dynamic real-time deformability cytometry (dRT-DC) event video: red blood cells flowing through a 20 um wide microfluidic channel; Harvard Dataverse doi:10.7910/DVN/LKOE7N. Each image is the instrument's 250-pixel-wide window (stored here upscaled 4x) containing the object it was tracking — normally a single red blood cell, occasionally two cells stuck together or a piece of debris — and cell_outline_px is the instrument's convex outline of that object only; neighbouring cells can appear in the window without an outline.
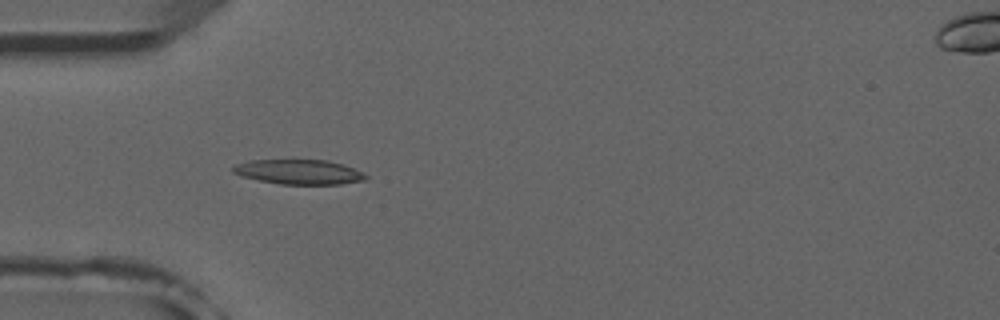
{"species": "common noctule bat (a hibernating species)", "species_latin": "Nyctalus noctula", "temperature_condition": "room temperature", "stored_images_in_passage": 5, "camera_frame_rate_fps": 3000, "um_per_image_px": 0.085, "animal": {"sex": "male", "forearm_length_mm": 52.5}, "frame": {"image": 1, "passage_image": 4, "time_ms": 4.333, "image_size_px": [1000, 320], "cell_outline_px": [[368, 180], [340, 184], [280, 184], [240, 176], [232, 172], [232, 168], [236, 164], [248, 160], [328, 160], [364, 172], [368, 176]], "centroid_in_image_um": [25.42, 14.61], "position_along_channel_um": 59.6, "area_um2": 19.13}}
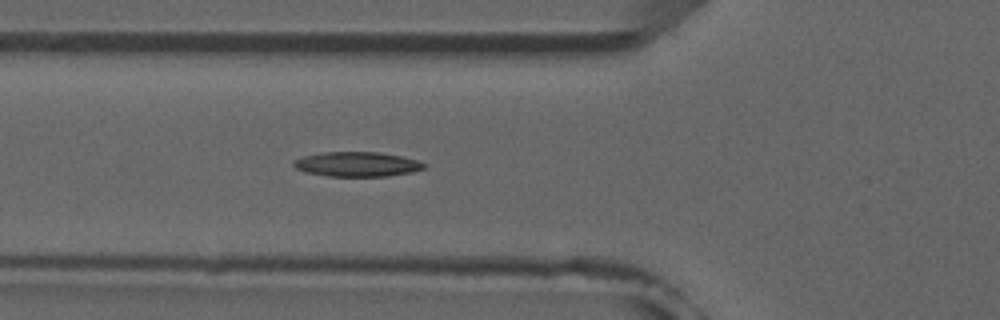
{"frame": {"image": 2, "passage_image": 5, "time_ms": 5.333, "image_size_px": [1000, 320], "cell_outline_px": [[428, 164], [424, 168], [412, 172], [388, 176], [328, 176], [304, 172], [296, 168], [292, 164], [292, 160], [304, 156], [320, 152], [380, 152], [400, 156], [416, 160]], "centroid_in_image_um": [30.32, 13.95], "position_along_channel_um": 95.5, "area_um2": 18.84}}